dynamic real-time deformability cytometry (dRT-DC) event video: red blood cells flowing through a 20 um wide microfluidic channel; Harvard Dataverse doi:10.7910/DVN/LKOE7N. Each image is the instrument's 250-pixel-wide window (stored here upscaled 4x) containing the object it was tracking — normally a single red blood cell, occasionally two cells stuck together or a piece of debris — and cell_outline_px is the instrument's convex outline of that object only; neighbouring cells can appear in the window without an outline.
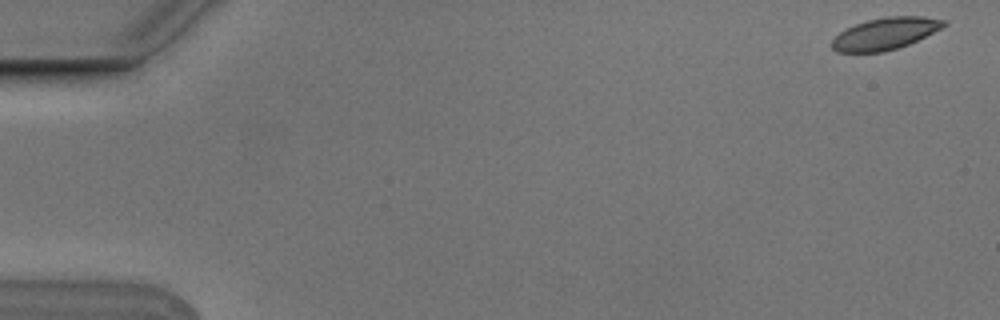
{"species": "Egyptian fruit bat (a non-hibernating species)", "species_latin": "Rousettus aegyptiacus", "temperature_condition": "cold", "stored_images_in_passage": 5, "camera_frame_rate_fps": 3000, "um_per_image_px": 0.085, "animal": {"sex": "male"}, "frame": {"image": 1, "passage_image": 1, "time_ms": 0.0, "image_size_px": [1000, 320], "cell_outline_px": [[948, 24], [908, 44], [884, 52], [836, 52], [832, 48], [832, 40], [844, 28], [868, 20], [888, 16], [924, 16], [944, 20]], "centroid_in_image_um": [75.2, 2.85], "position_along_channel_um": 9.8, "area_um2": 20.52}}
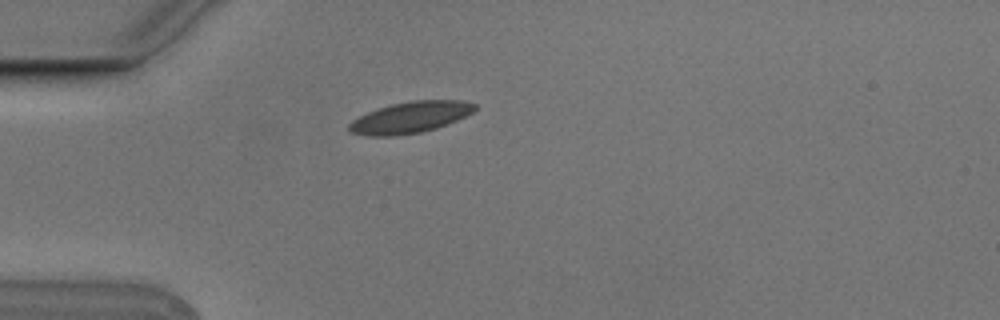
{"frame": {"image": 2, "passage_image": 5, "time_ms": 1.333, "image_size_px": [1000, 320], "cell_outline_px": [[476, 108], [472, 112], [448, 124], [436, 128], [420, 132], [392, 136], [372, 136], [352, 132], [348, 128], [348, 124], [352, 120], [368, 112], [392, 104], [412, 100], [464, 100], [476, 104]], "centroid_in_image_um": [34.89, 9.97], "position_along_channel_um": 50.1, "area_um2": 22.66}}